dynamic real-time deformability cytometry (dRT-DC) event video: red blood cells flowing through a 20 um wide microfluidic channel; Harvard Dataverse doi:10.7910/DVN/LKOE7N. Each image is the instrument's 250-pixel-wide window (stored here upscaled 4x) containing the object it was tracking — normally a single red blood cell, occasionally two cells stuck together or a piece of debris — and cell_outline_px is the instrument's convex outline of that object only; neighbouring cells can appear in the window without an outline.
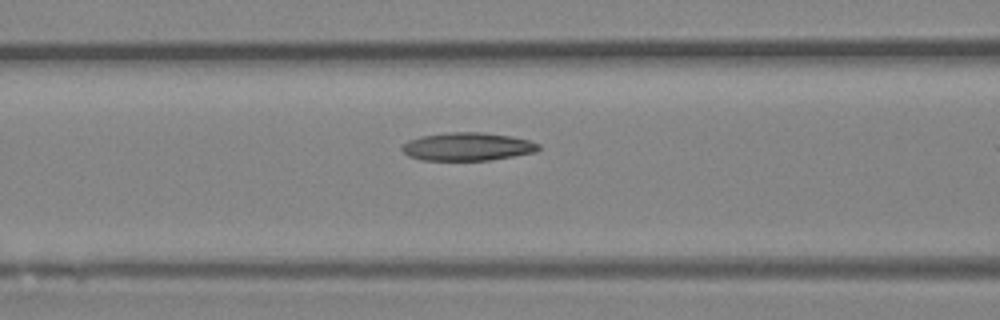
{"species": "Egyptian fruit bat (a non-hibernating species)", "species_latin": "Rousettus aegyptiacus", "temperature_condition": "room temperature", "stored_images_in_passage": 14, "camera_frame_rate_fps": 3000, "um_per_image_px": 0.085, "animal": {"sex": "female"}, "frame": {"image": 1, "passage_image": 7, "time_ms": 2.0, "image_size_px": [1000, 320], "cell_outline_px": [[540, 148], [536, 152], [488, 160], [420, 160], [408, 156], [400, 148], [408, 140], [420, 136], [452, 132], [480, 132], [512, 136], [528, 140], [540, 144]], "centroid_in_image_um": [39.72, 12.46], "position_along_channel_um": 126.9, "area_um2": 22.31}}
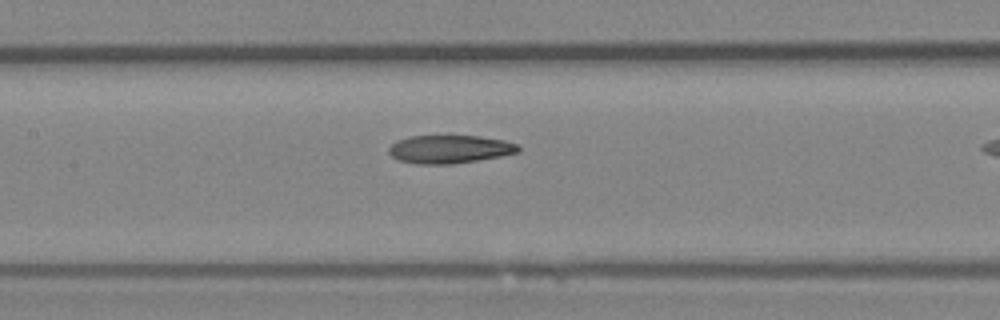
{"frame": {"image": 2, "passage_image": 10, "time_ms": 3.0, "image_size_px": [1000, 320], "cell_outline_px": [[520, 152], [500, 156], [452, 164], [416, 164], [400, 160], [392, 156], [388, 152], [388, 148], [396, 140], [408, 136], [480, 136], [504, 140], [516, 144], [520, 148]], "centroid_in_image_um": [38.2, 12.68], "position_along_channel_um": 169.2, "area_um2": 21.21}}